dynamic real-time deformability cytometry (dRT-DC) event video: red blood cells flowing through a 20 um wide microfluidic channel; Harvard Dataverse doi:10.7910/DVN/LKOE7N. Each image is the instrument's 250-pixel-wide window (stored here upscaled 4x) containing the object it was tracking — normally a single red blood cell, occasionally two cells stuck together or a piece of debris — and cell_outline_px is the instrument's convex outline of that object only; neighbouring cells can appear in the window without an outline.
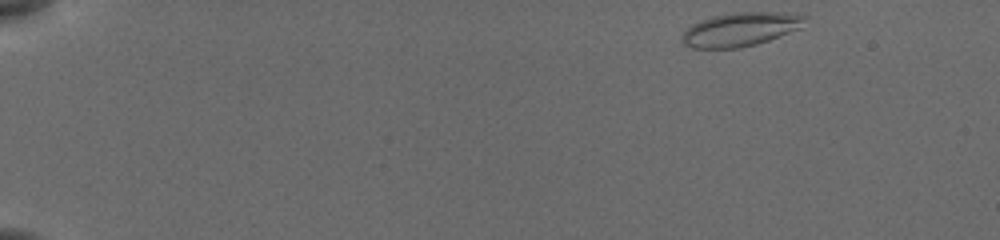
{"species": "common noctule bat (a hibernating species)", "species_latin": "Nyctalus noctula", "temperature_condition": "cold", "stored_images_in_passage": 44, "camera_frame_rate_fps": 3000, "um_per_image_px": 0.085, "animal": {"sex": "female", "body_mass_g": 19.5, "forearm_length_mm": 54.1}, "frame": {"image": 1, "passage_image": 1, "time_ms": 0.0, "image_size_px": [1000, 240], "cell_outline_px": [[808, 16], [800, 28], [768, 40], [756, 44], [740, 48], [692, 48], [684, 44], [680, 40], [680, 36], [692, 24], [712, 16], [732, 12], [780, 12]], "centroid_in_image_um": [62.91, 2.49], "position_along_channel_um": 22.1, "area_um2": 24.1}}
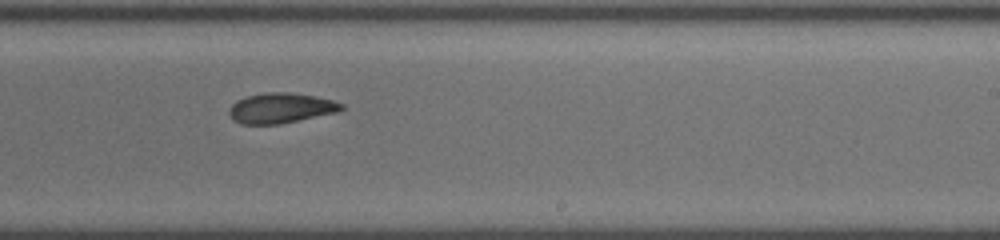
{"frame": {"image": 2, "passage_image": 30, "time_ms": 9.667, "image_size_px": [1000, 240], "cell_outline_px": [[344, 108], [340, 112], [280, 124], [240, 124], [232, 120], [228, 112], [228, 108], [236, 100], [248, 96], [268, 92], [288, 92], [316, 96], [332, 100], [344, 104]], "centroid_in_image_um": [23.87, 9.19], "position_along_channel_um": 265.1, "area_um2": 20.0}}
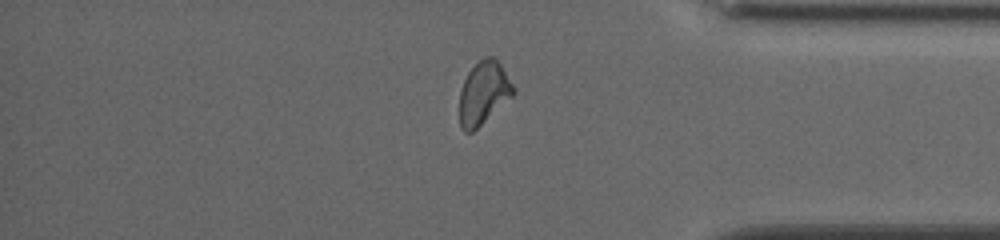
{"frame": {"image": 3, "passage_image": 41, "time_ms": 13.333, "image_size_px": [1000, 240], "cell_outline_px": [[516, 92], [512, 96], [472, 132], [464, 132], [460, 128], [460, 92], [464, 80], [468, 72], [484, 56], [492, 56], [500, 64], [516, 88]], "centroid_in_image_um": [41.11, 7.89], "position_along_channel_um": 394.1, "area_um2": 19.48}}